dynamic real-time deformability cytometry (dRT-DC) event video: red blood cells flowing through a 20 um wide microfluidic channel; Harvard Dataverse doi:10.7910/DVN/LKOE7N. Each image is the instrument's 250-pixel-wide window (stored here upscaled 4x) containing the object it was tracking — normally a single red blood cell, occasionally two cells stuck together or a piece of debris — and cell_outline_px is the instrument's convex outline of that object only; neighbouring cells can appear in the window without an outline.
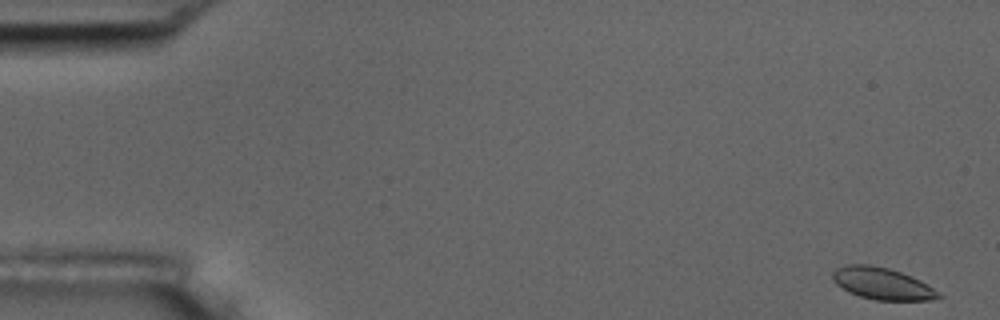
{"species": "common noctule bat (a hibernating species)", "species_latin": "Nyctalus noctula", "temperature_condition": "room temperature", "stored_images_in_passage": 8, "camera_frame_rate_fps": 3000, "um_per_image_px": 0.085, "animal": {"sex": "male", "body_mass_g": 17.5, "forearm_length_mm": 52.3}, "frame": {"image": 1, "passage_image": 1, "time_ms": 0.0, "image_size_px": [1000, 320], "cell_outline_px": [[944, 296], [932, 300], [876, 300], [860, 296], [848, 292], [836, 284], [832, 280], [832, 272], [836, 268], [844, 264], [868, 264], [888, 268], [912, 276], [920, 280]], "centroid_in_image_um": [74.95, 24.09], "position_along_channel_um": 10.1, "area_um2": 19.71}}
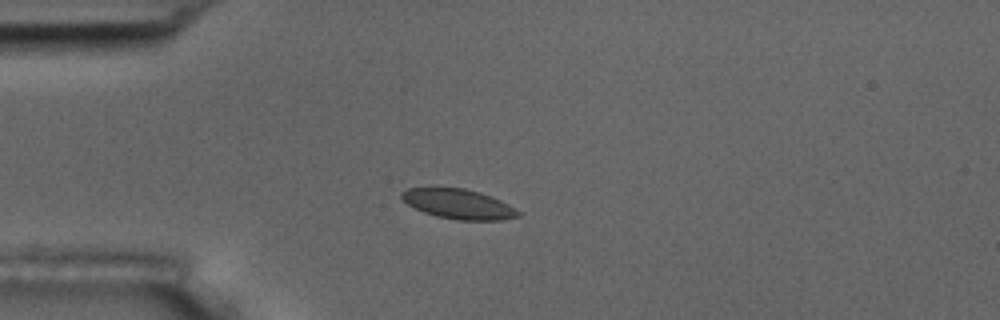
{"frame": {"image": 2, "passage_image": 4, "time_ms": 4.333, "image_size_px": [1000, 320], "cell_outline_px": [[520, 216], [500, 220], [456, 220], [436, 216], [424, 212], [408, 204], [400, 196], [408, 188], [464, 188], [480, 192], [492, 196], [508, 204], [520, 212]], "centroid_in_image_um": [39.01, 17.35], "position_along_channel_um": 46.0, "area_um2": 20.0}}
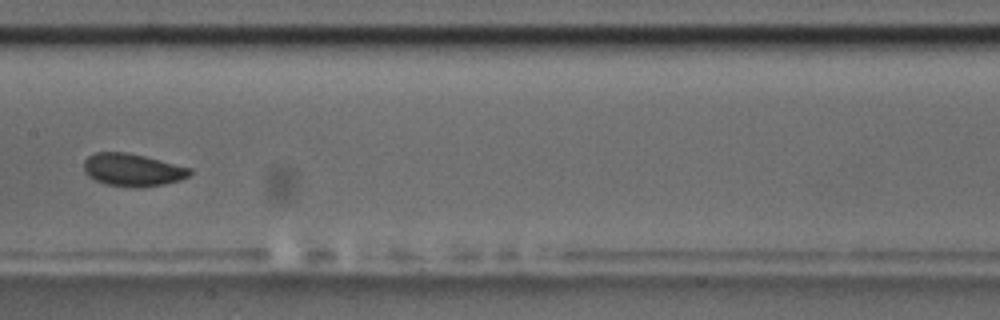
{"frame": {"image": 3, "passage_image": 8, "time_ms": 9.0, "image_size_px": [1000, 320], "cell_outline_px": [[192, 172], [188, 176], [180, 180], [164, 184], [144, 188], [136, 188], [104, 184], [88, 176], [84, 172], [84, 160], [88, 156], [96, 152], [124, 152], [144, 156], [192, 168]], "centroid_in_image_um": [11.26, 14.45], "position_along_channel_um": 196.1, "area_um2": 20.29}}